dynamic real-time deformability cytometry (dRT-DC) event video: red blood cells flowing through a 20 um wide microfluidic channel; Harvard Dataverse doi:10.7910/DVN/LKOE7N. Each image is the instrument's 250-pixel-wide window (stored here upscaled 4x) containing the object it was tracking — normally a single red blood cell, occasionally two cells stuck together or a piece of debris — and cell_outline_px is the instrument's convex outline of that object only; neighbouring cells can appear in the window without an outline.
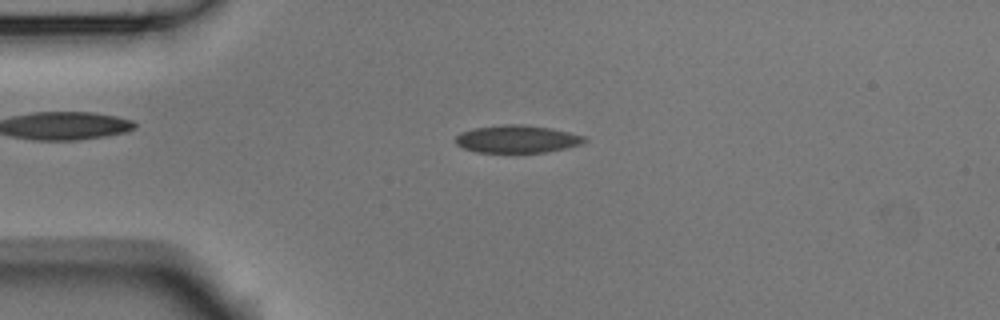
{"species": "Egyptian fruit bat (a non-hibernating species)", "species_latin": "Rousettus aegyptiacus", "temperature_condition": "room temperature", "stored_images_in_passage": 52, "camera_frame_rate_fps": 3000, "um_per_image_px": 0.085, "animal": {"sex": "male"}, "frame": {"image": 1, "passage_image": 11, "time_ms": 3.333, "image_size_px": [1000, 320], "cell_outline_px": [[588, 140], [580, 144], [564, 148], [544, 152], [476, 152], [464, 148], [456, 144], [456, 136], [460, 132], [472, 128], [504, 124], [524, 124], [552, 128], [584, 136]], "centroid_in_image_um": [43.92, 11.8], "position_along_channel_um": 41.1, "area_um2": 20.69}}
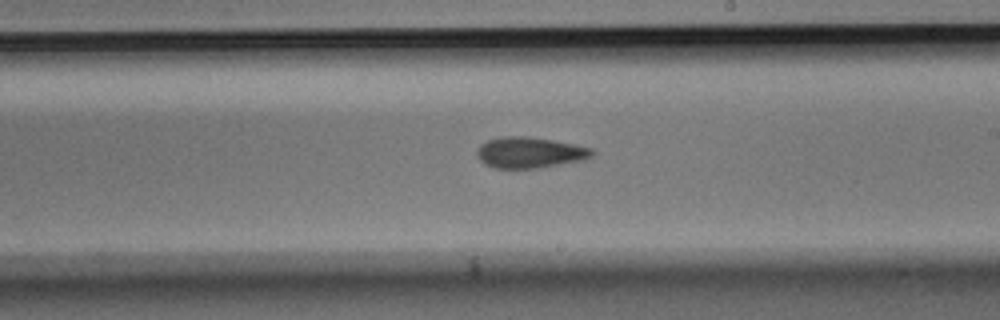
{"frame": {"image": 2, "passage_image": 29, "time_ms": 9.333, "image_size_px": [1000, 320], "cell_outline_px": [[596, 152], [592, 156], [584, 160], [540, 168], [492, 168], [484, 164], [476, 156], [476, 152], [480, 144], [488, 140], [500, 136], [528, 136], [552, 140], [592, 148]], "centroid_in_image_um": [45.01, 12.97], "position_along_channel_um": 244.0, "area_um2": 20.98}}
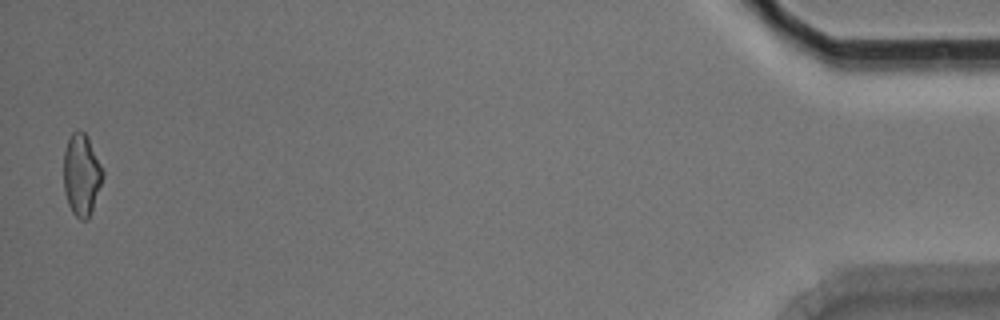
{"frame": {"image": 3, "passage_image": 51, "time_ms": 16.667, "image_size_px": [1000, 320], "cell_outline_px": [[104, 176], [92, 212], [88, 220], [80, 220], [72, 212], [68, 204], [64, 192], [64, 152], [68, 140], [72, 132], [84, 132], [88, 136], [104, 172]], "centroid_in_image_um": [6.94, 14.9], "position_along_channel_um": 428.3, "area_um2": 18.73}, "authors_computed_cell_mechanics": {"area_um2": 20.3456, "velocity_mm_per_s": 3.766, "shape_relaxation_time_tau1_ms": 4.3629, "shape_relaxation_time_tau2_ms": 3.4102, "deformation_change_tau1": 0.1216, "deformation_change_tau2": 0.1052}}